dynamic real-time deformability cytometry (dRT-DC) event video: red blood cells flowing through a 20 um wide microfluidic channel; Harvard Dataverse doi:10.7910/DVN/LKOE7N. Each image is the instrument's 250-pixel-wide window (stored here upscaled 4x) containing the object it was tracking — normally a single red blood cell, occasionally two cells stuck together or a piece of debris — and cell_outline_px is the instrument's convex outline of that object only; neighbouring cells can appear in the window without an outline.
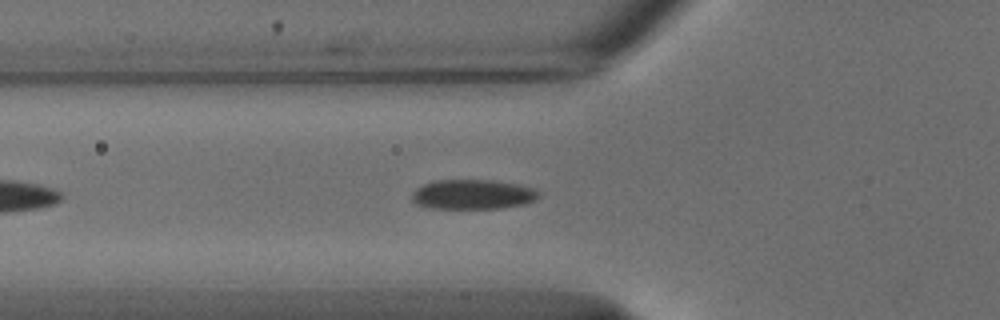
{"species": "common noctule bat (a hibernating species)", "species_latin": "Nyctalus noctula", "temperature_condition": "cold", "stored_images_in_passage": 23, "camera_frame_rate_fps": 3000, "um_per_image_px": 0.085, "animal": {"sex": "male", "body_mass_g": 18.8}, "frame": {"image": 1, "passage_image": 8, "time_ms": 2.333, "image_size_px": [1000, 320], "cell_outline_px": [[540, 196], [536, 200], [524, 204], [500, 208], [428, 208], [416, 204], [412, 200], [412, 192], [416, 188], [424, 184], [436, 180], [492, 180], [532, 188], [540, 192]], "centroid_in_image_um": [40.16, 16.53], "position_along_channel_um": 85.6, "area_um2": 21.85}}
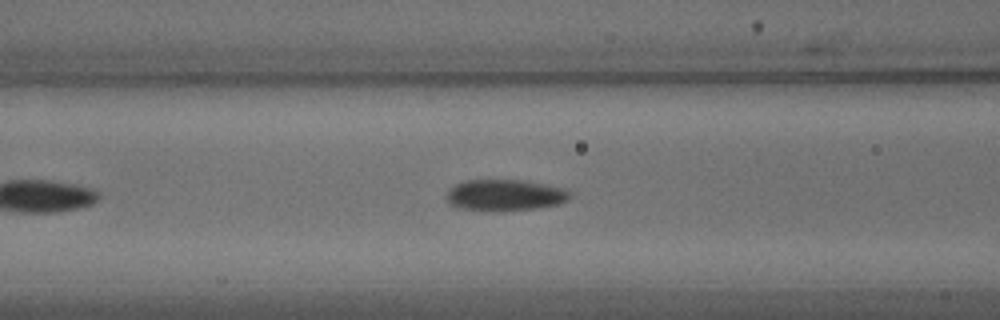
{"frame": {"image": 2, "passage_image": 11, "time_ms": 3.333, "image_size_px": [1000, 320], "cell_outline_px": [[568, 200], [556, 204], [536, 208], [496, 212], [492, 212], [460, 208], [448, 204], [448, 188], [464, 180], [524, 180], [568, 188]], "centroid_in_image_um": [42.89, 16.59], "position_along_channel_um": 123.7, "area_um2": 22.72}}
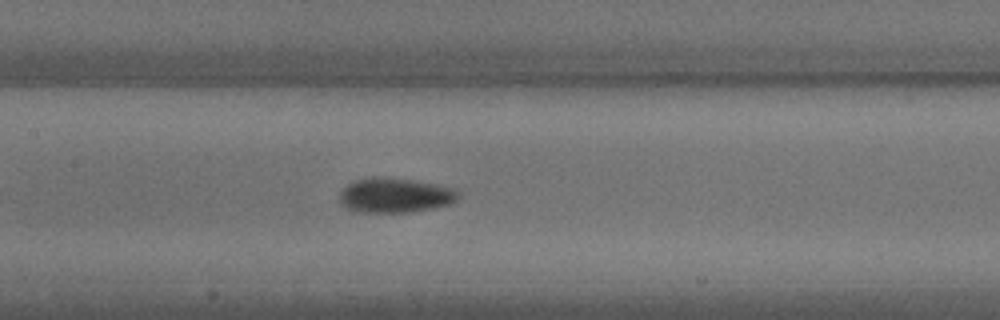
{"frame": {"image": 3, "passage_image": 15, "time_ms": 4.667, "image_size_px": [1000, 320], "cell_outline_px": [[460, 196], [452, 204], [432, 208], [404, 212], [360, 212], [344, 208], [340, 204], [340, 192], [348, 184], [356, 180], [372, 176], [380, 176], [412, 180], [456, 188], [460, 192]], "centroid_in_image_um": [33.58, 16.59], "position_along_channel_um": 173.8, "area_um2": 24.16}}